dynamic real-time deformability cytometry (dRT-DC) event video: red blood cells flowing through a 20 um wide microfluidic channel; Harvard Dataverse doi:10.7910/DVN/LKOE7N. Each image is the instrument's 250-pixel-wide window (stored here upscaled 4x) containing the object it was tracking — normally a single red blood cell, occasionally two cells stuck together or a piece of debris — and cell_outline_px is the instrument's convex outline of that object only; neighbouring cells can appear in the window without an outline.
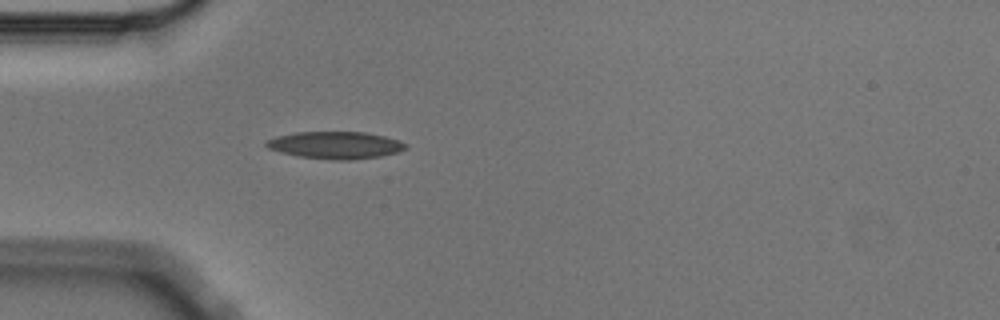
{"species": "Egyptian fruit bat (a non-hibernating species)", "species_latin": "Rousettus aegyptiacus", "temperature_condition": "cold", "stored_images_in_passage": 4, "camera_frame_rate_fps": 3000, "um_per_image_px": 0.085, "animal": {"sex": "male"}, "frame": {"image": 1, "passage_image": 4, "time_ms": 1.0, "image_size_px": [1000, 320], "cell_outline_px": [[408, 148], [396, 152], [380, 156], [348, 160], [336, 160], [300, 156], [280, 152], [268, 148], [264, 144], [264, 140], [276, 136], [296, 132], [364, 132], [384, 136], [400, 140], [408, 144]], "centroid_in_image_um": [28.5, 12.33], "position_along_channel_um": 56.5, "area_um2": 22.08}}